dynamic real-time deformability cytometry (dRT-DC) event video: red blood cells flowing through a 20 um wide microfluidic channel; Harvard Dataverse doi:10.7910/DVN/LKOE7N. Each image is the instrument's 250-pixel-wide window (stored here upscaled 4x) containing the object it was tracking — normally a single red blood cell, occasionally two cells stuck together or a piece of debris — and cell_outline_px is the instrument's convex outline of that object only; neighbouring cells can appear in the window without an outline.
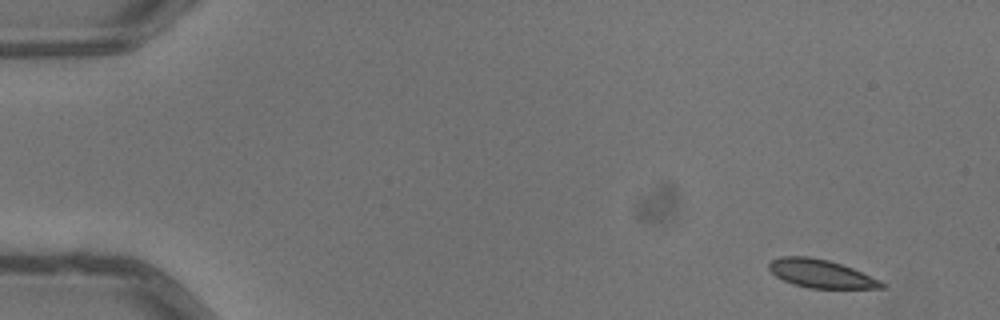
{"species": "common noctule bat (a hibernating species)", "species_latin": "Nyctalus noctula", "temperature_condition": "warm", "stored_images_in_passage": 4, "camera_frame_rate_fps": 3000, "um_per_image_px": 0.085, "animal": {"sex": "male", "body_mass_g": 13.3}, "frame": {"image": 1, "passage_image": 1, "time_ms": 0.0, "image_size_px": [1000, 320], "cell_outline_px": [[884, 288], [808, 288], [792, 284], [776, 276], [768, 268], [768, 264], [772, 260], [780, 256], [808, 256], [828, 260], [852, 268], [880, 280], [884, 284]], "centroid_in_image_um": [69.74, 23.26], "position_along_channel_um": 15.3, "area_um2": 18.38}}